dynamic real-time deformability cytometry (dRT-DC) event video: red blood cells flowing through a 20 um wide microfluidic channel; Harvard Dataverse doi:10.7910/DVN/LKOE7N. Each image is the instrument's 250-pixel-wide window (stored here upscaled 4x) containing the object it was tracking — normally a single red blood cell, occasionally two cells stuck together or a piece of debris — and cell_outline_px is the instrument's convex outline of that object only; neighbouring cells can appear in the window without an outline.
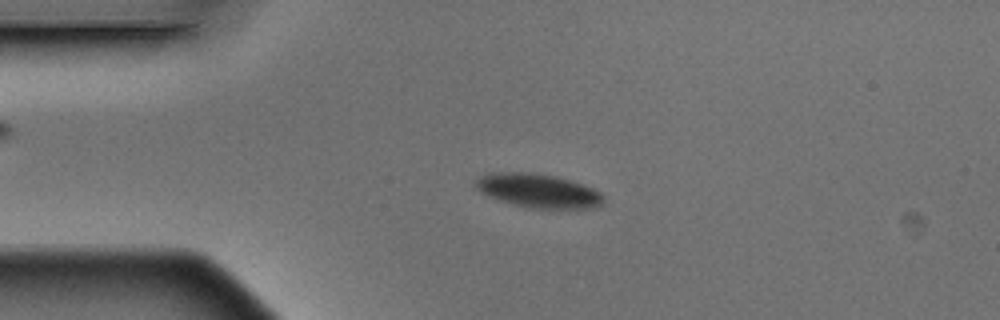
{"species": "Egyptian fruit bat (a non-hibernating species)", "species_latin": "Rousettus aegyptiacus", "temperature_condition": "warm", "stored_images_in_passage": 4, "camera_frame_rate_fps": 3000, "um_per_image_px": 0.085, "animal": {"sex": "male"}, "frame": {"image": 1, "passage_image": 3, "time_ms": 0.667, "image_size_px": [1000, 320], "cell_outline_px": [[604, 204], [596, 208], [528, 208], [512, 204], [488, 196], [480, 192], [476, 188], [476, 180], [480, 176], [488, 172], [524, 172], [556, 176], [592, 188], [600, 192], [604, 196]], "centroid_in_image_um": [45.74, 16.22], "position_along_channel_um": 39.3, "area_um2": 25.2}}